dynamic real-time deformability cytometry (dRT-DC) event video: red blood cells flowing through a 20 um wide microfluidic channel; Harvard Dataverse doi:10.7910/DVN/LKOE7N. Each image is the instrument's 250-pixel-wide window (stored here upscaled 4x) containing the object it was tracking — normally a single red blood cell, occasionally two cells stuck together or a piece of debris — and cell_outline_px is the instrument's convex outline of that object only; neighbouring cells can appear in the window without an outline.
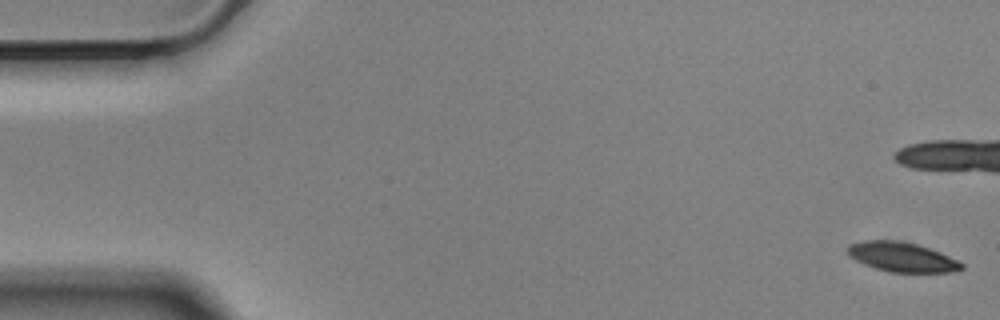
{"species": "Egyptian fruit bat (a non-hibernating species)", "species_latin": "Rousettus aegyptiacus", "temperature_condition": "cold", "stored_images_in_passage": 58, "camera_frame_rate_fps": 3000, "um_per_image_px": 0.085, "animal": {"sex": "male"}, "frame": {"image": 1, "passage_image": 1, "time_ms": 0.0, "image_size_px": [1000, 320], "cell_outline_px": [[964, 268], [952, 272], [888, 272], [864, 264], [848, 256], [848, 244], [864, 240], [900, 240], [916, 244], [940, 252], [964, 264]], "centroid_in_image_um": [76.64, 21.84], "position_along_channel_um": 8.4, "area_um2": 19.59}, "authors_computed_cell_mechanics": {"area_um2": 21.0392, "velocity_mm_per_s": 3.4808, "shape_relaxation_time_tau1_ms": 4.6162, "shape_relaxation_time_tau2_ms": 11.0138, "deformation_change_tau1": 0.1636, "deformation_change_tau2": 0.1704}}